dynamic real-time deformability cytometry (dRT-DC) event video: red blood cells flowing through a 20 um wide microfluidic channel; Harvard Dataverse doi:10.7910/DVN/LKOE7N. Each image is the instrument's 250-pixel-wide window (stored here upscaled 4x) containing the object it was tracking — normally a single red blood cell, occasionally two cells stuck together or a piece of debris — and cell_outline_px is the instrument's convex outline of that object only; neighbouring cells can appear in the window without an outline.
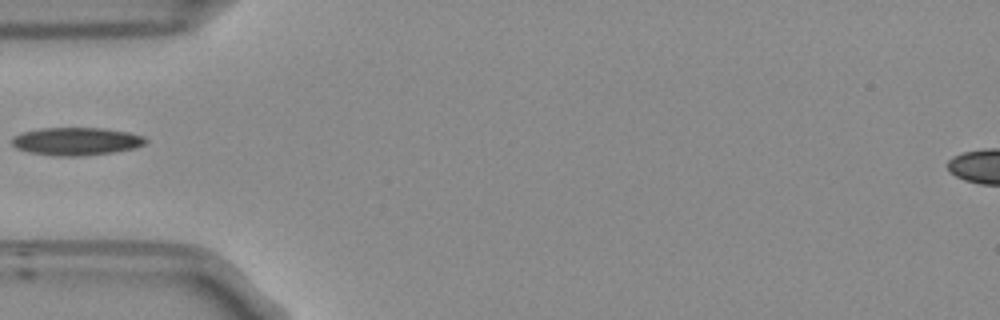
{"species": "Egyptian fruit bat (a non-hibernating species)", "species_latin": "Rousettus aegyptiacus", "temperature_condition": "room temperature", "stored_images_in_passage": 37, "camera_frame_rate_fps": 3000, "um_per_image_px": 0.085, "frame": {"image": 1, "passage_image": 1, "time_ms": 0.0, "image_size_px": [1000, 320], "cell_outline_px": [[148, 140], [144, 144], [132, 148], [112, 152], [80, 156], [56, 156], [28, 152], [16, 148], [12, 144], [12, 136], [24, 132], [40, 128], [104, 128], [128, 132], [144, 136]], "centroid_in_image_um": [6.46, 12.01], "position_along_channel_um": 78.5, "area_um2": 21.62}}
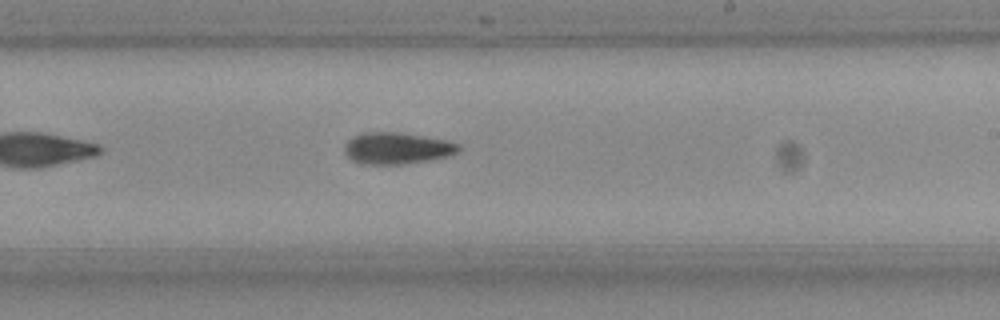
{"frame": {"image": 2, "passage_image": 15, "time_ms": 4.667, "image_size_px": [1000, 320], "cell_outline_px": [[460, 148], [456, 152], [448, 156], [432, 160], [404, 164], [364, 164], [352, 160], [344, 152], [344, 148], [348, 140], [352, 136], [364, 132], [396, 132], [448, 140], [460, 144]], "centroid_in_image_um": [33.74, 12.6], "position_along_channel_um": 255.3, "area_um2": 21.04}}
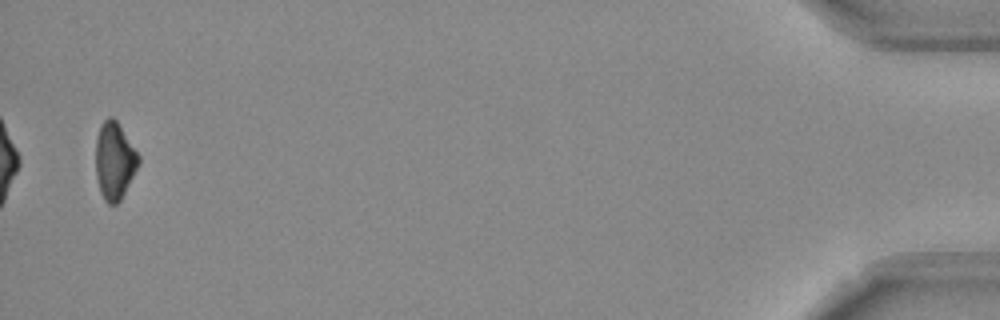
{"frame": {"image": 3, "passage_image": 36, "time_ms": 11.667, "image_size_px": [1000, 320], "cell_outline_px": [[140, 164], [120, 200], [116, 204], [108, 204], [104, 200], [100, 192], [96, 176], [96, 136], [100, 124], [108, 116], [112, 116], [116, 120], [140, 156]], "centroid_in_image_um": [9.73, 13.66], "position_along_channel_um": 425.5, "area_um2": 19.36}}